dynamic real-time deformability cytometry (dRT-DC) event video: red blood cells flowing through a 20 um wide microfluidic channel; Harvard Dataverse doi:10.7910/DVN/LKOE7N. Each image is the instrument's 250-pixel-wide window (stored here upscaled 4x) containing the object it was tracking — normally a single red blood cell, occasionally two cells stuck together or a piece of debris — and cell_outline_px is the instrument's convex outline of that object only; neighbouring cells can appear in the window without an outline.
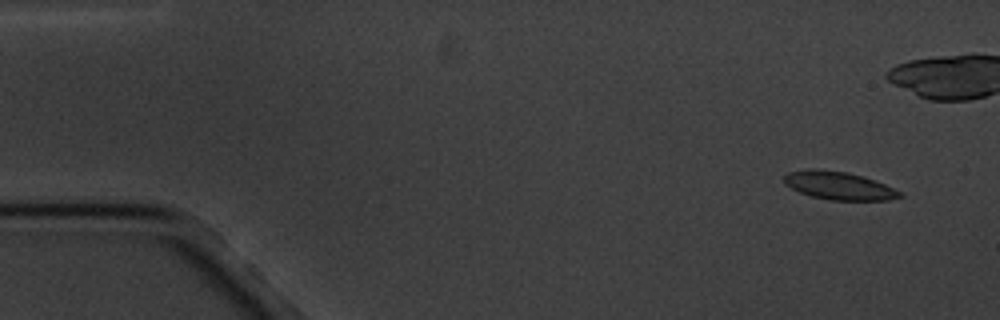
{"species": "common noctule bat (a hibernating species)", "species_latin": "Nyctalus noctula", "temperature_condition": "cold", "stored_images_in_passage": 5, "camera_frame_rate_fps": 3000, "um_per_image_px": 0.085, "animal": {"sex": "male", "body_mass_g": 20.1, "forearm_length_mm": 53.5}, "frame": {"image": 1, "passage_image": 1, "time_ms": 0.0, "image_size_px": [1000, 320], "cell_outline_px": [[904, 196], [888, 200], [828, 200], [812, 196], [800, 192], [784, 184], [784, 176], [788, 172], [808, 168], [820, 168], [848, 172], [864, 176], [884, 184], [900, 192]], "centroid_in_image_um": [71.27, 15.76], "position_along_channel_um": 13.7, "area_um2": 19.02}}